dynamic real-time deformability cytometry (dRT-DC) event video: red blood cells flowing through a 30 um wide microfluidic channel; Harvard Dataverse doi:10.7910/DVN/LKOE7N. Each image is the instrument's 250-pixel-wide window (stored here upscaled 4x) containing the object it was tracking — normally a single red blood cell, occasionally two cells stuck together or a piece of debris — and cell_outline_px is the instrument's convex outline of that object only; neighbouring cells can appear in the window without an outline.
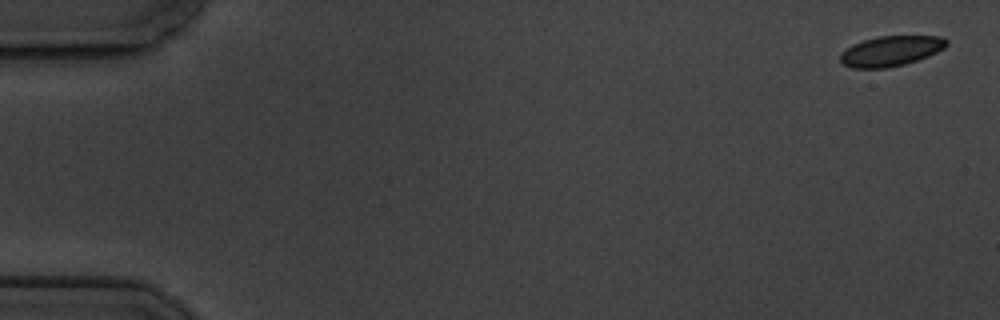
{"species": "common noctule bat (a hibernating species)", "species_latin": "Nyctalus noctula", "temperature_condition": "cold", "stored_images_in_passage": 5, "camera_frame_rate_fps": 3000, "um_per_image_px": 0.085, "animal": {"sex": "male", "body_mass_g": 19.5, "forearm_length_mm": 54.6}, "frame": {"image": 1, "passage_image": 1, "time_ms": 0.0, "image_size_px": [1000, 320], "cell_outline_px": [[948, 44], [944, 48], [928, 56], [904, 64], [888, 68], [852, 68], [844, 64], [840, 60], [840, 52], [852, 44], [864, 40], [880, 36], [940, 36], [948, 40]], "centroid_in_image_um": [75.71, 4.33], "position_along_channel_um": 9.3, "area_um2": 18.67}}
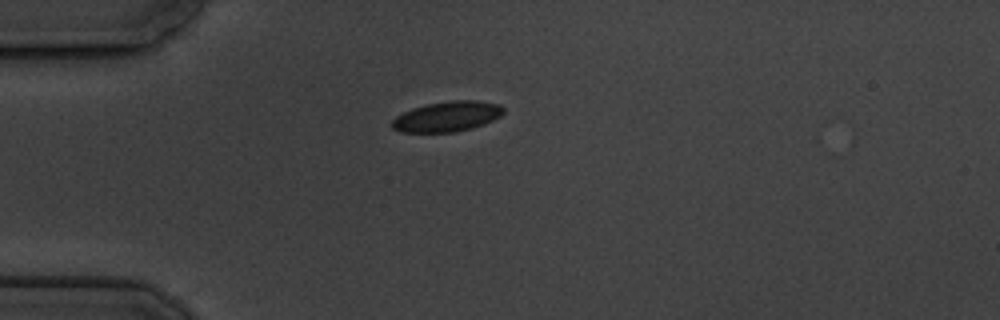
{"frame": {"image": 2, "passage_image": 5, "time_ms": 4.667, "image_size_px": [1000, 320], "cell_outline_px": [[504, 112], [500, 116], [484, 124], [472, 128], [452, 132], [404, 132], [392, 128], [392, 120], [396, 116], [412, 108], [428, 104], [448, 100], [476, 100], [500, 104], [504, 108]], "centroid_in_image_um": [38.02, 9.89], "position_along_channel_um": 47.0, "area_um2": 19.59}}